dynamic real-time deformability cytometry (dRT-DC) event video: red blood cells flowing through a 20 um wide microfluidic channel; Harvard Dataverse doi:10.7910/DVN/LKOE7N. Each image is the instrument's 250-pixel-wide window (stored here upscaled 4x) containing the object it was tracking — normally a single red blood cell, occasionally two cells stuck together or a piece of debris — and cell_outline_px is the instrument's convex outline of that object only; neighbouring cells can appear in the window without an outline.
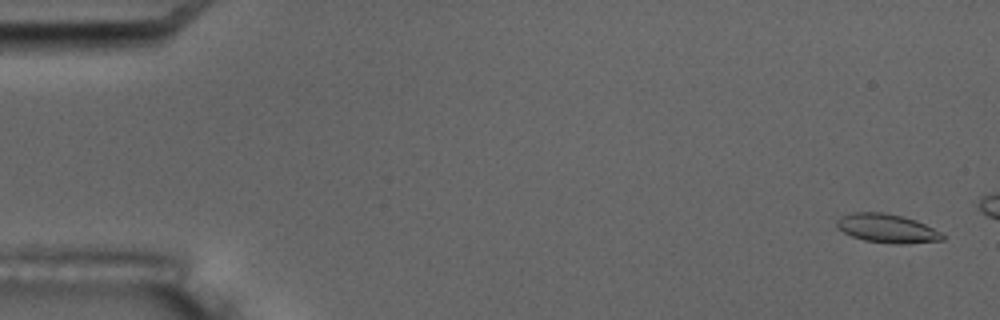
{"species": "common noctule bat (a hibernating species)", "species_latin": "Nyctalus noctula", "temperature_condition": "room temperature", "stored_images_in_passage": 4, "camera_frame_rate_fps": 3000, "um_per_image_px": 0.085, "animal": {"sex": "male", "body_mass_g": 17.5, "forearm_length_mm": 52.3}, "frame": {"image": 1, "passage_image": 1, "time_ms": 0.0, "image_size_px": [1000, 320], "cell_outline_px": [[944, 240], [904, 244], [896, 244], [864, 240], [852, 236], [836, 228], [836, 220], [840, 216], [852, 212], [884, 212], [916, 220], [944, 232]], "centroid_in_image_um": [75.41, 19.41], "position_along_channel_um": 9.6, "area_um2": 17.92}}